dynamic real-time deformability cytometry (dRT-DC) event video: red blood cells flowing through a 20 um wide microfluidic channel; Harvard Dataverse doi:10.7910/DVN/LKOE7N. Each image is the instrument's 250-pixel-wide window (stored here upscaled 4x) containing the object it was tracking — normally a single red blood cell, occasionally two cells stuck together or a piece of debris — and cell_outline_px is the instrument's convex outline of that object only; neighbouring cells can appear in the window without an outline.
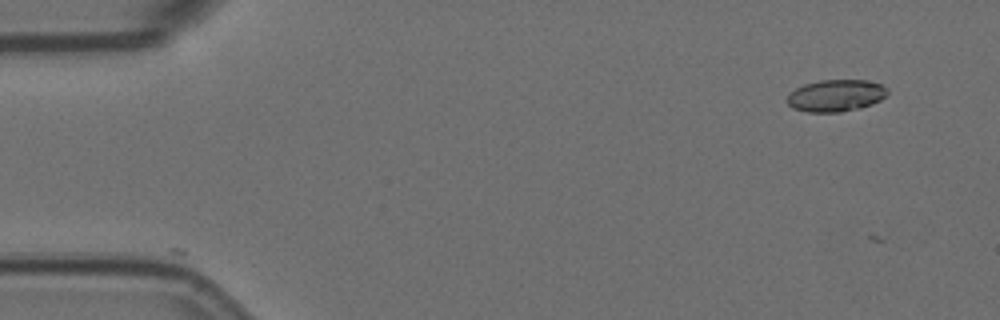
{"species": "Egyptian fruit bat (a non-hibernating species)", "species_latin": "Rousettus aegyptiacus", "temperature_condition": "room temperature", "stored_images_in_passage": 4, "camera_frame_rate_fps": 3000, "um_per_image_px": 0.085, "animal": {"sex": "female"}, "frame": {"image": 1, "passage_image": 1, "time_ms": 0.0, "image_size_px": [1000, 320], "cell_outline_px": [[888, 92], [880, 100], [872, 104], [860, 108], [840, 112], [808, 112], [792, 108], [788, 104], [788, 96], [796, 88], [804, 84], [820, 80], [864, 80], [880, 84], [888, 88]], "centroid_in_image_um": [71.05, 8.13], "position_along_channel_um": 13.9, "area_um2": 18.55}}